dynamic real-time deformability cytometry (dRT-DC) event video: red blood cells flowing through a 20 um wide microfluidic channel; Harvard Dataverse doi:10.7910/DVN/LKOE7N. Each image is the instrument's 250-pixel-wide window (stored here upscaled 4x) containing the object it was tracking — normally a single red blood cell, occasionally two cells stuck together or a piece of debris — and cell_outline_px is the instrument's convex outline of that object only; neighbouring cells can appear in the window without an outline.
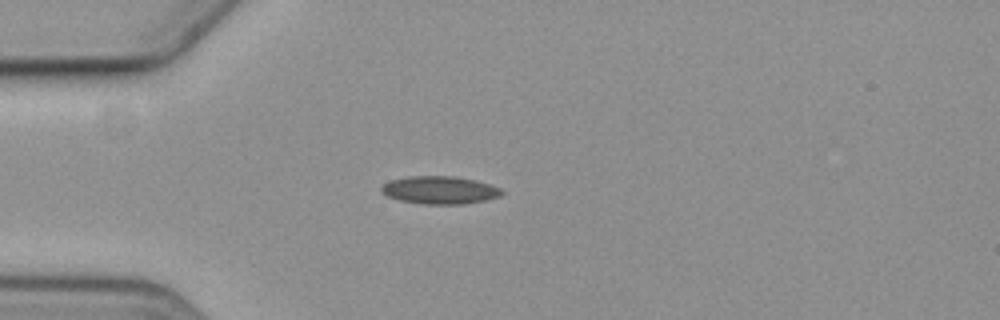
{"species": "common noctule bat (a hibernating species)", "species_latin": "Nyctalus noctula", "temperature_condition": "cold", "stored_images_in_passage": 43, "camera_frame_rate_fps": 3000, "um_per_image_px": 0.085, "animal": {"sex": "female", "body_mass_g": 19.3, "forearm_length_mm": 54.1}, "frame": {"image": 1, "passage_image": 1, "time_ms": 0.0, "image_size_px": [1000, 320], "cell_outline_px": [[504, 192], [500, 196], [484, 200], [464, 204], [420, 204], [400, 200], [388, 196], [380, 192], [380, 188], [384, 184], [392, 180], [408, 176], [456, 176], [488, 184], [500, 188]], "centroid_in_image_um": [37.35, 16.16], "position_along_channel_um": 47.6, "area_um2": 19.36}}
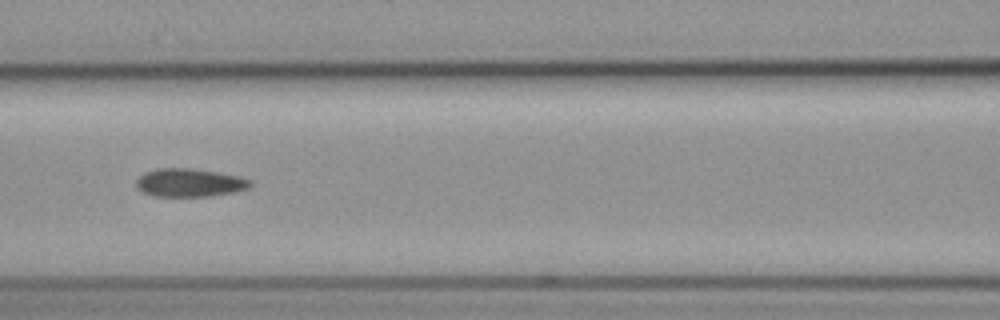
{"frame": {"image": 2, "passage_image": 11, "time_ms": 3.333, "image_size_px": [1000, 320], "cell_outline_px": [[252, 184], [248, 188], [232, 192], [212, 196], [152, 196], [140, 192], [136, 188], [136, 180], [140, 176], [148, 172], [160, 168], [188, 168], [216, 172], [236, 176], [252, 180]], "centroid_in_image_um": [16.08, 15.54], "position_along_channel_um": 150.5, "area_um2": 18.61}}
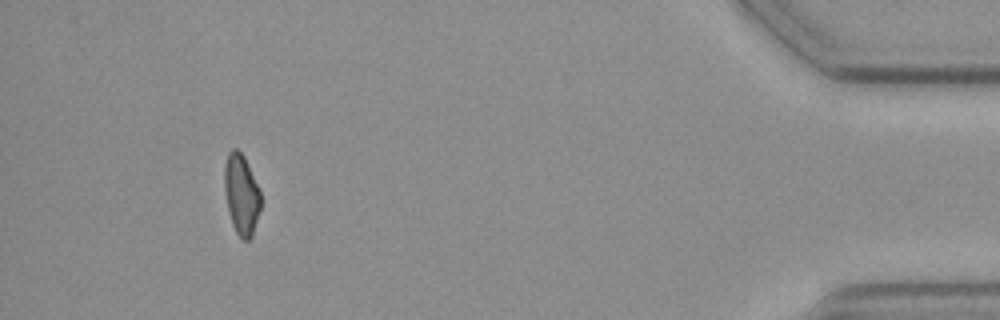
{"frame": {"image": 3, "passage_image": 39, "time_ms": 12.667, "image_size_px": [1000, 320], "cell_outline_px": [[260, 208], [252, 236], [248, 240], [244, 240], [236, 232], [232, 224], [228, 208], [224, 188], [224, 164], [228, 152], [232, 148], [236, 148], [244, 156], [260, 192]], "centroid_in_image_um": [20.5, 16.5], "position_along_channel_um": 414.7, "area_um2": 16.76}}